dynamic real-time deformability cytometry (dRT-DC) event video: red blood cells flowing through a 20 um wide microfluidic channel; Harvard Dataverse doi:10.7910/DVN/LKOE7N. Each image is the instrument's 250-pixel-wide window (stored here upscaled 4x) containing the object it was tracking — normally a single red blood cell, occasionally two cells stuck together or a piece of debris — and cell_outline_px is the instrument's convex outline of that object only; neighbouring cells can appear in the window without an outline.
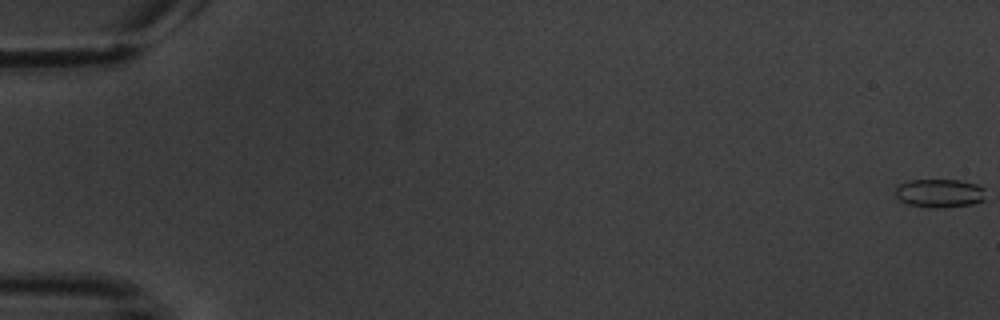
{"species": "common noctule bat (a hibernating species)", "species_latin": "Nyctalus noctula", "temperature_condition": "warm", "stored_images_in_passage": 4, "camera_frame_rate_fps": 3000, "um_per_image_px": 0.085, "animal": {"sex": "male", "body_mass_g": 20.1, "forearm_length_mm": 53.5}, "frame": {"image": 1, "passage_image": 1, "time_ms": 0.0, "image_size_px": [1000, 320], "cell_outline_px": [[984, 200], [972, 204], [936, 208], [928, 208], [908, 204], [900, 200], [896, 196], [896, 188], [900, 184], [912, 180], [960, 180], [976, 184], [984, 188]], "centroid_in_image_um": [79.87, 16.42], "position_along_channel_um": 5.1, "area_um2": 14.91}}